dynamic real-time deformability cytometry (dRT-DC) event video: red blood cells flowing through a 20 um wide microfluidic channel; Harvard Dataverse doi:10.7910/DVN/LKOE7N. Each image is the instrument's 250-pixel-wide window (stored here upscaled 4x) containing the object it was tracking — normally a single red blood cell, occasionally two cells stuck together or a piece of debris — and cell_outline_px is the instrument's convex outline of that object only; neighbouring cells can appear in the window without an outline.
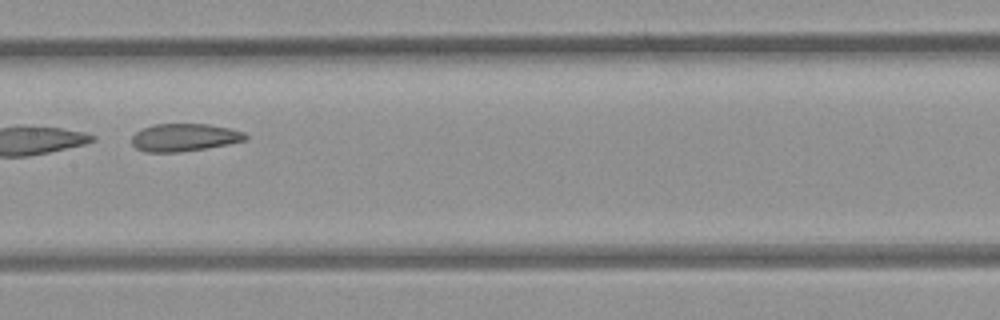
{"species": "common noctule bat (a hibernating species)", "species_latin": "Nyctalus noctula", "temperature_condition": "room temperature", "stored_images_in_passage": 25, "camera_frame_rate_fps": 3000, "um_per_image_px": 0.085, "animal": {"sex": "female", "body_mass_g": 21.9}, "frame": {"image": 1, "passage_image": 15, "time_ms": 4.667, "image_size_px": [1000, 320], "cell_outline_px": [[248, 136], [244, 140], [228, 144], [204, 148], [176, 152], [148, 152], [136, 148], [132, 144], [132, 136], [136, 132], [152, 124], [208, 124], [228, 128], [244, 132]], "centroid_in_image_um": [15.65, 11.67], "position_along_channel_um": 191.8, "area_um2": 18.09}}